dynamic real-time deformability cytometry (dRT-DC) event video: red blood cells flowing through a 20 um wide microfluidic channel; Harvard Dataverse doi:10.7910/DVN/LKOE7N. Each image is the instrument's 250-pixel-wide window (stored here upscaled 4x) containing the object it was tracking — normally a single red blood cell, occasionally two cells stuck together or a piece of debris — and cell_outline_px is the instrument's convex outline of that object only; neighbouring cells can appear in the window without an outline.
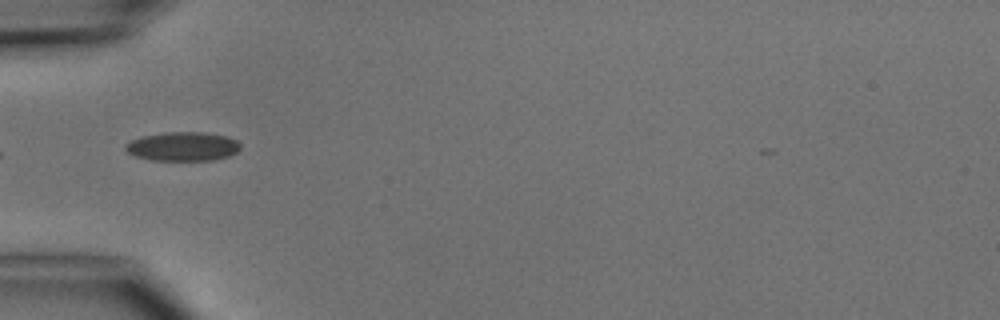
{"species": "common noctule bat (a hibernating species)", "species_latin": "Nyctalus noctula", "temperature_condition": "cold", "stored_images_in_passage": 5, "camera_frame_rate_fps": 3000, "um_per_image_px": 0.085, "animal": {"sex": "male", "body_mass_g": 15.6}, "frame": {"image": 1, "passage_image": 5, "time_ms": 4.667, "image_size_px": [1000, 320], "cell_outline_px": [[240, 148], [236, 152], [228, 156], [212, 160], [152, 160], [136, 156], [128, 152], [124, 148], [124, 144], [140, 136], [164, 132], [208, 132], [228, 136], [236, 140], [240, 144]], "centroid_in_image_um": [15.53, 12.43], "position_along_channel_um": 69.5, "area_um2": 19.54}}